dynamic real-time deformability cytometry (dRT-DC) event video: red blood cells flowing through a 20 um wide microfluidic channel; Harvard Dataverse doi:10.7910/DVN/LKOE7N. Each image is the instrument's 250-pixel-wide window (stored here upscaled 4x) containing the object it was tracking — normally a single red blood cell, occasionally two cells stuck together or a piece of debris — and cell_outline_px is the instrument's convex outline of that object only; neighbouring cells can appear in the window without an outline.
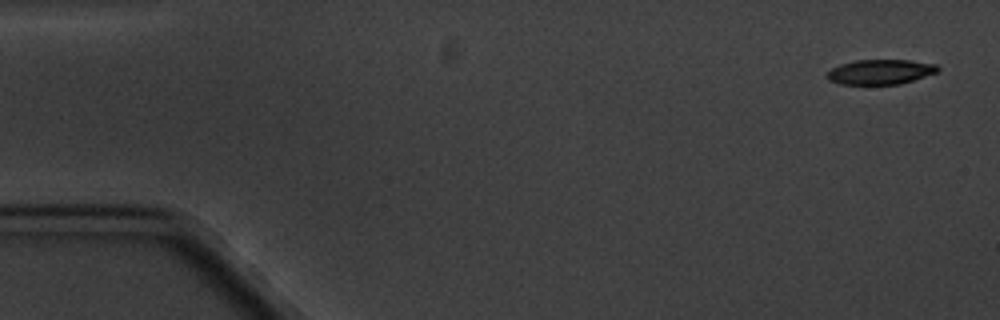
{"species": "common noctule bat (a hibernating species)", "species_latin": "Nyctalus noctula", "temperature_condition": "cold", "stored_images_in_passage": 6, "camera_frame_rate_fps": 3000, "um_per_image_px": 0.085, "animal": {"sex": "male", "body_mass_g": 20.1, "forearm_length_mm": 53.5}, "frame": {"image": 1, "passage_image": 1, "time_ms": 0.0, "image_size_px": [1000, 320], "cell_outline_px": [[940, 68], [936, 72], [900, 84], [840, 84], [828, 80], [824, 76], [832, 68], [840, 64], [856, 60], [912, 60], [936, 64]], "centroid_in_image_um": [74.79, 6.1], "position_along_channel_um": 10.2, "area_um2": 16.01}}
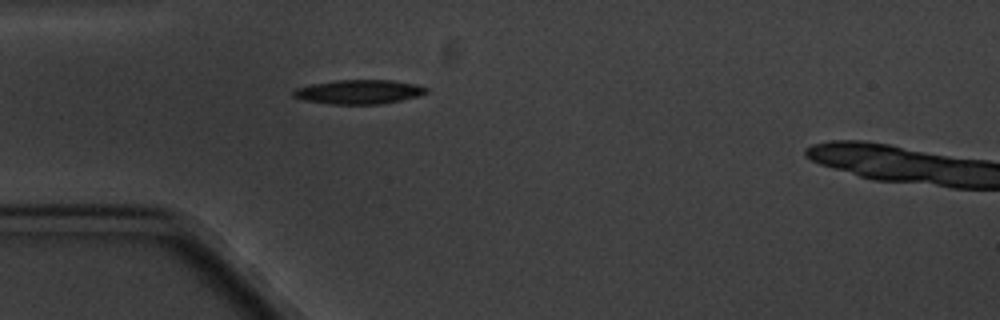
{"frame": {"image": 2, "passage_image": 5, "time_ms": 4.667, "image_size_px": [1000, 320], "cell_outline_px": [[428, 92], [416, 96], [400, 100], [380, 104], [332, 104], [304, 100], [292, 96], [292, 92], [296, 88], [312, 84], [336, 80], [396, 80], [416, 84], [428, 88]], "centroid_in_image_um": [30.51, 7.8], "position_along_channel_um": 54.5, "area_um2": 18.67}}